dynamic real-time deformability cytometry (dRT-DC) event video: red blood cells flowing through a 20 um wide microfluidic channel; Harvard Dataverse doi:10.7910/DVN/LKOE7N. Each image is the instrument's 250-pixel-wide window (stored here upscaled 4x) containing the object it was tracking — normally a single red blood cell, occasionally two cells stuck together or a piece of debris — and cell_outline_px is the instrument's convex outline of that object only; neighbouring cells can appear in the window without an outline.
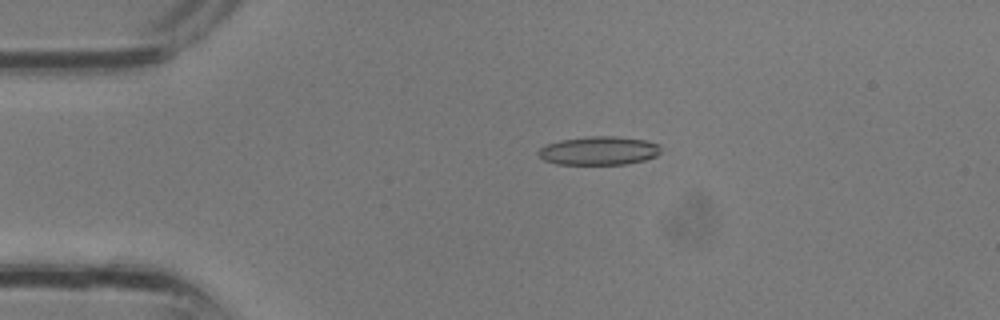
{"species": "common noctule bat (a hibernating species)", "species_latin": "Nyctalus noctula", "temperature_condition": "room temperature", "stored_images_in_passage": 14, "camera_frame_rate_fps": 3000, "um_per_image_px": 0.085, "animal": {"sex": "male", "body_mass_g": 13.3}, "frame": {"image": 1, "passage_image": 5, "time_ms": 1.333, "image_size_px": [1000, 320], "cell_outline_px": [[660, 152], [656, 156], [644, 160], [628, 164], [556, 164], [544, 160], [536, 152], [540, 148], [548, 144], [560, 140], [592, 136], [616, 136], [648, 140], [660, 144]], "centroid_in_image_um": [50.94, 12.8], "position_along_channel_um": 34.1, "area_um2": 20.46}}
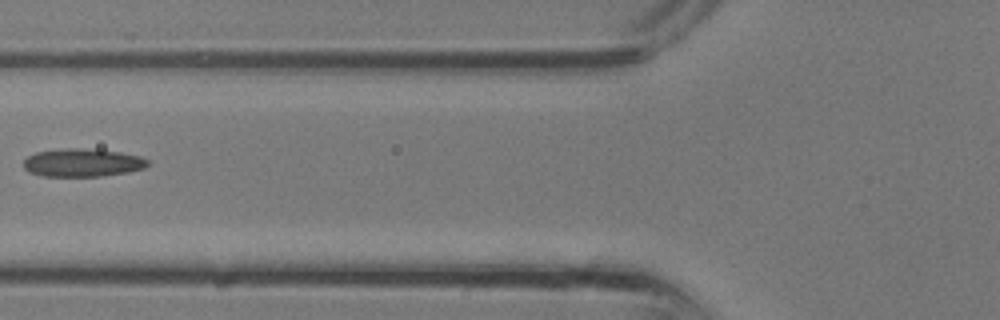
{"frame": {"image": 2, "passage_image": 11, "time_ms": 3.333, "image_size_px": [1000, 320], "cell_outline_px": [[148, 164], [144, 168], [128, 172], [100, 176], [44, 176], [28, 172], [24, 168], [24, 160], [28, 156], [36, 152], [68, 148], [80, 148], [120, 152], [140, 156], [148, 160]], "centroid_in_image_um": [7.0, 13.83], "position_along_channel_um": 118.8, "area_um2": 20.17}}
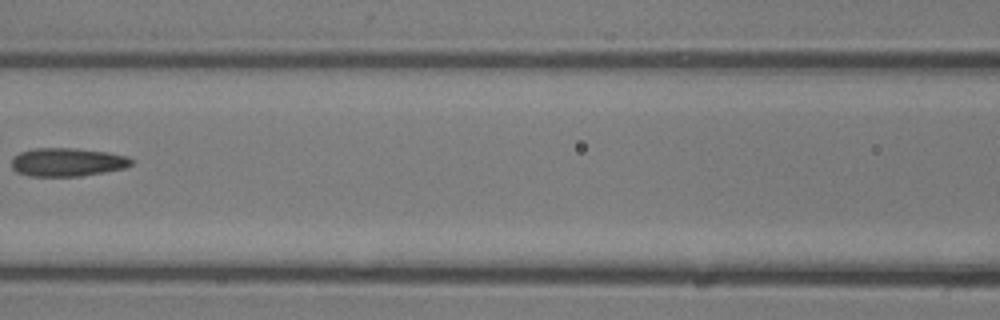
{"frame": {"image": 3, "passage_image": 13, "time_ms": 4.0, "image_size_px": [1000, 320], "cell_outline_px": [[132, 164], [124, 168], [104, 172], [80, 176], [28, 176], [16, 172], [12, 168], [12, 156], [20, 152], [32, 148], [76, 148], [108, 152], [128, 156], [132, 160]], "centroid_in_image_um": [5.69, 13.77], "position_along_channel_um": 160.9, "area_um2": 20.0}}